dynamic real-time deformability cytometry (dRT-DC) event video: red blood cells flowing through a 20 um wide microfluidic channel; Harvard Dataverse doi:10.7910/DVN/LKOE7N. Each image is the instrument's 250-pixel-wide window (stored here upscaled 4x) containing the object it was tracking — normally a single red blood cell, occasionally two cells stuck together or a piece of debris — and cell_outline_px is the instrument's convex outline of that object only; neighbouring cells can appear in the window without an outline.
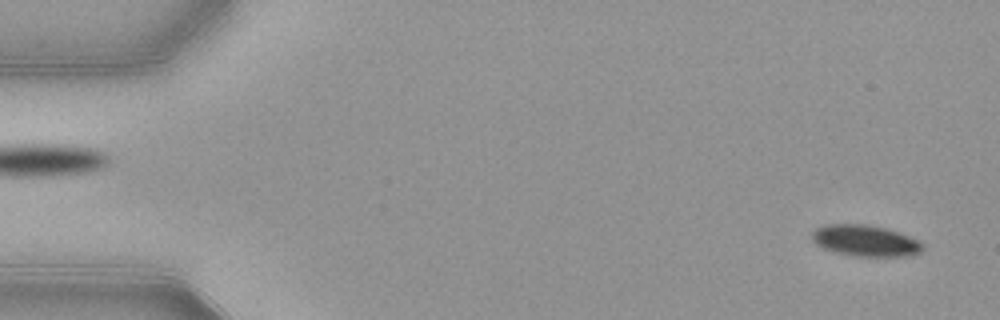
{"species": "common noctule bat (a hibernating species)", "species_latin": "Nyctalus noctula", "temperature_condition": "warm", "stored_images_in_passage": 53, "camera_frame_rate_fps": 3000, "um_per_image_px": 0.085, "animal": {"sex": "female", "body_mass_g": 21.9}, "frame": {"image": 1, "passage_image": 3, "time_ms": 0.667, "image_size_px": [1000, 320], "cell_outline_px": [[924, 248], [920, 252], [908, 256], [852, 256], [836, 252], [824, 248], [816, 244], [812, 240], [812, 232], [816, 228], [824, 224], [868, 224], [884, 228], [908, 236], [924, 244]], "centroid_in_image_um": [73.52, 20.46], "position_along_channel_um": 11.5, "area_um2": 20.06}}
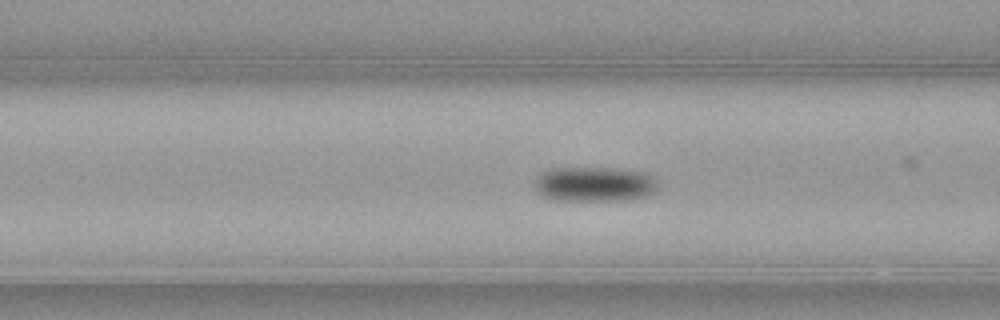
{"frame": {"image": 2, "passage_image": 21, "time_ms": 6.667, "image_size_px": [1000, 320], "cell_outline_px": [[660, 180], [656, 188], [652, 192], [644, 196], [624, 200], [560, 200], [540, 196], [536, 192], [536, 180], [540, 172], [548, 168], [608, 168], [644, 172]], "centroid_in_image_um": [50.5, 15.64], "position_along_channel_um": 116.1, "area_um2": 25.03}}
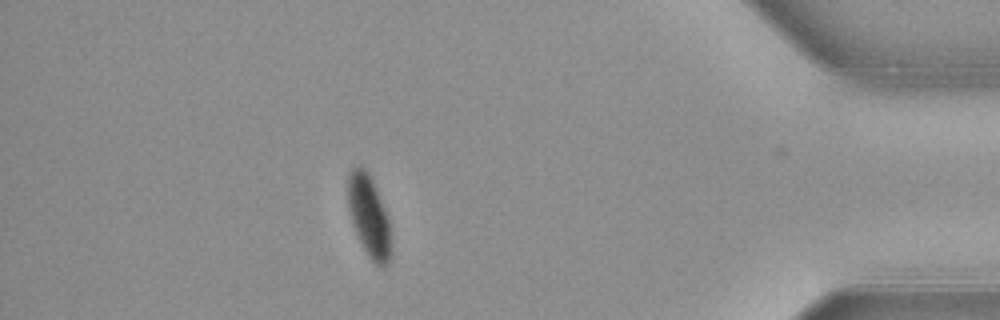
{"frame": {"image": 3, "passage_image": 47, "time_ms": 15.333, "image_size_px": [1000, 320], "cell_outline_px": [[392, 256], [388, 264], [384, 268], [376, 264], [368, 256], [352, 224], [348, 208], [348, 176], [352, 168], [360, 164], [368, 172], [372, 180], [388, 216], [392, 252]], "centroid_in_image_um": [31.38, 18.4], "position_along_channel_um": 403.8, "area_um2": 20.58}, "authors_computed_cell_mechanics": {"area_um2": 22.6576, "velocity_mm_per_s": 3.8747, "shape_relaxation_time_tau1_ms": 2.9227, "shape_relaxation_time_tau2_ms": null, "deformation_change_tau1": 0.1268, "deformation_change_tau2": null}}